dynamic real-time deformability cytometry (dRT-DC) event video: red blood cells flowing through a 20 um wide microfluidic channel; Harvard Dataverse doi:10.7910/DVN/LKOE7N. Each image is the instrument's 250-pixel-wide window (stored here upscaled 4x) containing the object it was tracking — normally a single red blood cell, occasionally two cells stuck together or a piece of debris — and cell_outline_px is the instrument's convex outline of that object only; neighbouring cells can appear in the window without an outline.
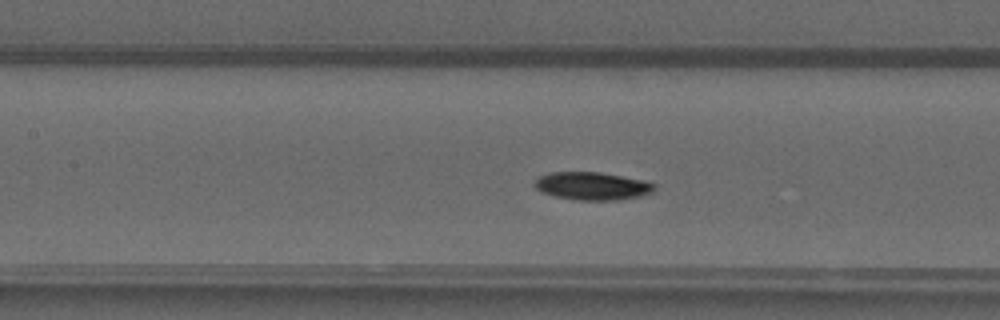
{"species": "common noctule bat (a hibernating species)", "species_latin": "Nyctalus noctula", "temperature_condition": "warm", "stored_images_in_passage": 45, "camera_frame_rate_fps": 3000, "um_per_image_px": 0.085, "animal": {"sex": "male", "forearm_length_mm": 52.5}, "frame": {"image": 1, "passage_image": 18, "time_ms": 5.667, "image_size_px": [1000, 320], "cell_outline_px": [[656, 188], [652, 192], [640, 196], [620, 200], [576, 200], [552, 196], [540, 192], [532, 184], [540, 176], [548, 172], [600, 172], [648, 180], [656, 184]], "centroid_in_image_um": [50.35, 15.81], "position_along_channel_um": 157.0, "area_um2": 19.88}}
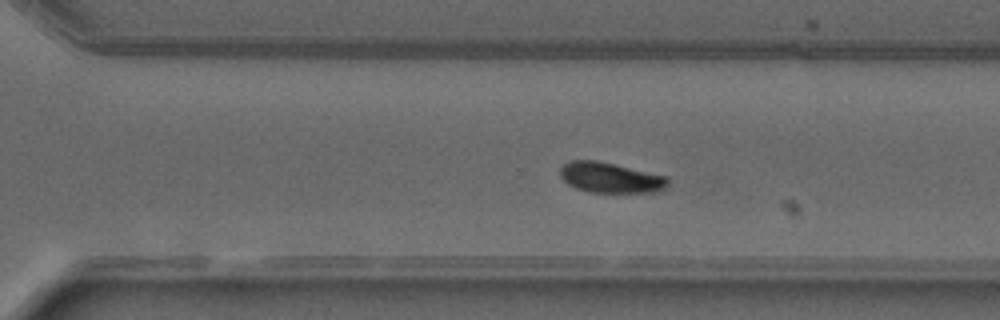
{"frame": {"image": 2, "passage_image": 30, "time_ms": 9.667, "image_size_px": [1000, 320], "cell_outline_px": [[668, 184], [664, 188], [656, 192], [588, 192], [576, 188], [568, 184], [560, 176], [560, 168], [564, 164], [572, 160], [596, 160], [668, 176]], "centroid_in_image_um": [51.88, 15.1], "position_along_channel_um": 318.7, "area_um2": 19.02}}
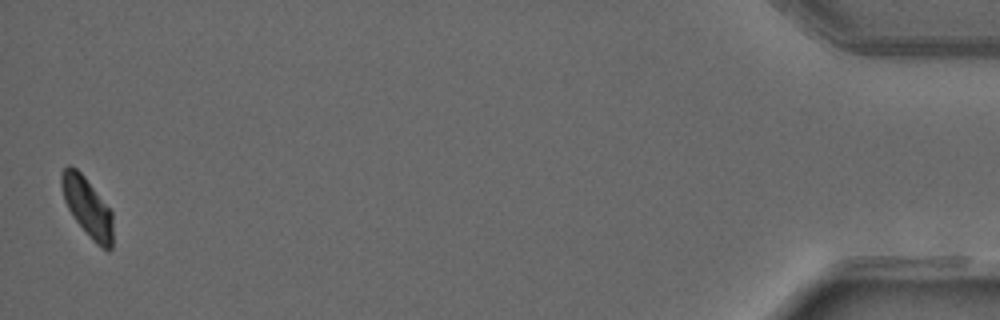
{"frame": {"image": 3, "passage_image": 45, "time_ms": 14.667, "image_size_px": [1000, 320], "cell_outline_px": [[112, 248], [108, 252], [96, 244], [92, 240], [76, 220], [68, 208], [64, 200], [60, 184], [60, 172], [68, 164], [76, 168], [84, 176], [112, 212]], "centroid_in_image_um": [7.41, 17.59], "position_along_channel_um": 427.8, "area_um2": 17.63}, "authors_computed_cell_mechanics": {"area_um2": 18.7272, "velocity_mm_per_s": 4.0651, "shape_relaxation_time_tau1_ms": 2.4771, "shape_relaxation_time_tau2_ms": null, "deformation_change_tau1": 0.1203, "deformation_change_tau2": null}}